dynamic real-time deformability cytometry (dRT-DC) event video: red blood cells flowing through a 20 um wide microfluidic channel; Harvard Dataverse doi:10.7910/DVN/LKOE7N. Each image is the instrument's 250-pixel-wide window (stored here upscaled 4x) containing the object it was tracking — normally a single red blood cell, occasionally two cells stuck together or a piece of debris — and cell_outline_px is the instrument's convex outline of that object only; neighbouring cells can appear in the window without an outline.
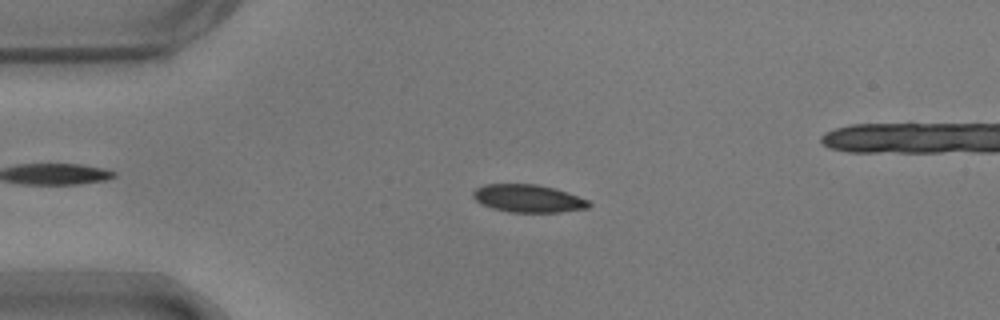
{"species": "common noctule bat (a hibernating species)", "species_latin": "Nyctalus noctula", "temperature_condition": "warm", "stored_images_in_passage": 55, "camera_frame_rate_fps": 3000, "um_per_image_px": 0.085, "animal": {"sex": "male", "body_mass_g": 17.9}, "frame": {"image": 1, "passage_image": 12, "time_ms": 3.667, "image_size_px": [1000, 320], "cell_outline_px": [[592, 204], [588, 208], [560, 212], [508, 212], [492, 208], [480, 204], [472, 196], [472, 192], [476, 188], [484, 184], [536, 184], [556, 188], [568, 192], [588, 200]], "centroid_in_image_um": [44.89, 16.86], "position_along_channel_um": 40.1, "area_um2": 18.9}}
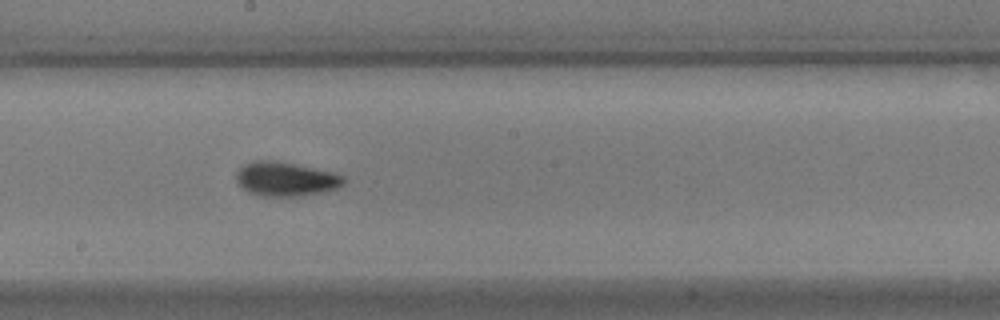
{"frame": {"image": 2, "passage_image": 29, "time_ms": 9.333, "image_size_px": [1000, 320], "cell_outline_px": [[344, 184], [336, 188], [320, 192], [296, 196], [264, 196], [248, 192], [236, 180], [236, 172], [244, 164], [252, 160], [272, 160], [332, 172], [344, 176]], "centroid_in_image_um": [24.25, 15.21], "position_along_channel_um": 224.0, "area_um2": 20.98}}
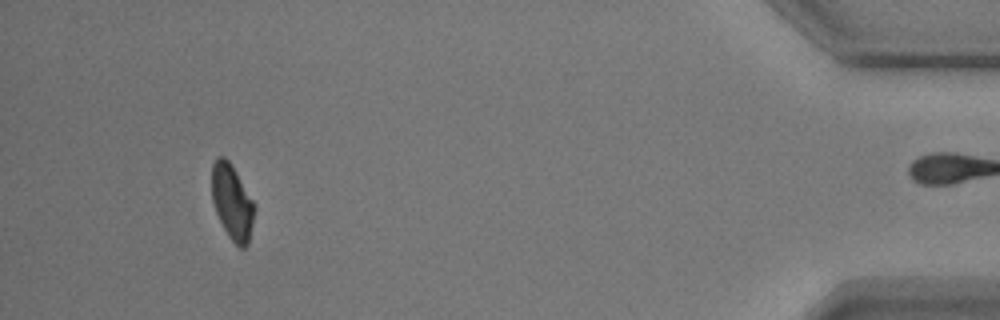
{"frame": {"image": 3, "passage_image": 50, "time_ms": 16.333, "image_size_px": [1000, 320], "cell_outline_px": [[256, 208], [248, 244], [244, 248], [240, 248], [228, 236], [216, 212], [212, 200], [212, 164], [216, 156], [224, 156], [228, 160], [236, 172], [252, 200]], "centroid_in_image_um": [19.73, 17.17], "position_along_channel_um": 415.5, "area_um2": 18.5}, "authors_computed_cell_mechanics": {"area_um2": 19.4786, "velocity_mm_per_s": 3.6939, "shape_relaxation_time_tau1_ms": 3.0369, "shape_relaxation_time_tau2_ms": 1.7354, "deformation_change_tau1": 0.1212, "deformation_change_tau2": 0.0548}}